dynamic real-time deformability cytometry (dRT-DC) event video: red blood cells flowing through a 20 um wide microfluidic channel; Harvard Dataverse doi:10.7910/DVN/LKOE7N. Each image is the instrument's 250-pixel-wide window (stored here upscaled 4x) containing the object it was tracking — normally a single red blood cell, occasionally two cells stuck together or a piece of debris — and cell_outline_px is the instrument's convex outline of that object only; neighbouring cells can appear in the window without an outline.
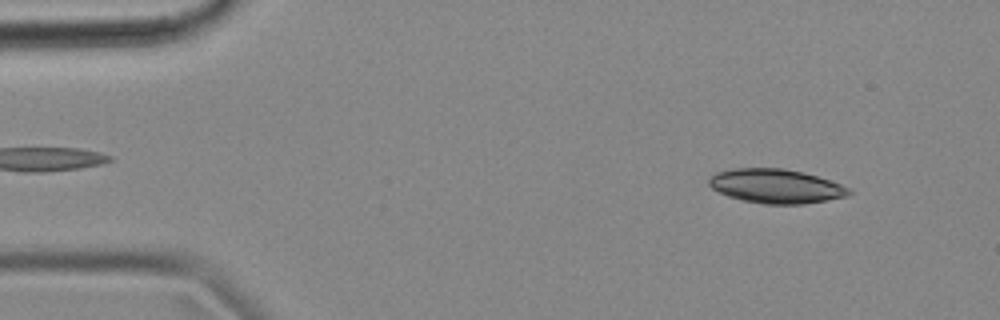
{"species": "common noctule bat (a hibernating species)", "species_latin": "Nyctalus noctula", "temperature_condition": "cold", "stored_images_in_passage": 52, "camera_frame_rate_fps": 3000, "um_per_image_px": 0.085, "animal": {"sex": "female", "body_mass_g": 18.4}, "frame": {"image": 1, "passage_image": 4, "time_ms": 1.0, "image_size_px": [1000, 320], "cell_outline_px": [[852, 192], [848, 196], [804, 204], [764, 204], [744, 200], [728, 196], [712, 188], [708, 184], [708, 180], [716, 172], [736, 168], [784, 168], [804, 172], [840, 184], [848, 188]], "centroid_in_image_um": [65.95, 15.82], "position_along_channel_um": 19.1, "area_um2": 27.69}}
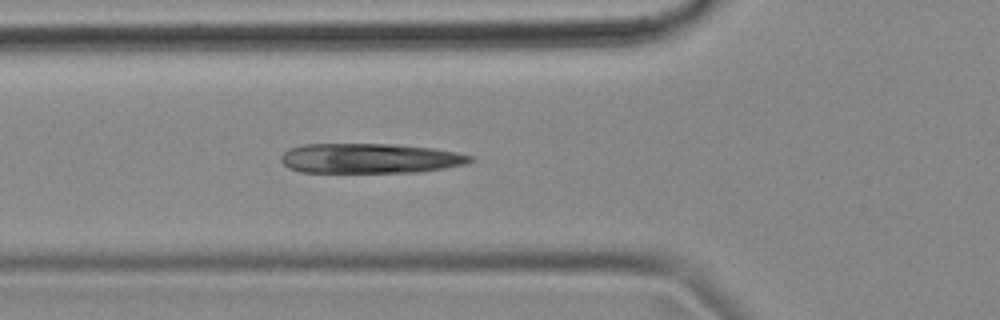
{"frame": {"image": 2, "passage_image": 17, "time_ms": 5.333, "image_size_px": [1000, 320], "cell_outline_px": [[472, 160], [464, 164], [444, 168], [416, 172], [300, 172], [288, 168], [280, 160], [280, 156], [288, 148], [304, 144], [392, 144], [432, 148], [456, 152], [472, 156]], "centroid_in_image_um": [31.38, 13.46], "position_along_channel_um": 94.4, "area_um2": 32.89}}
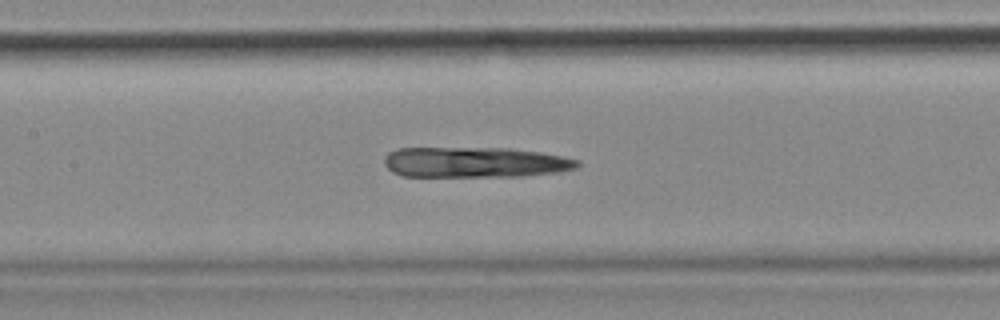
{"frame": {"image": 3, "passage_image": 23, "time_ms": 7.333, "image_size_px": [1000, 320], "cell_outline_px": [[580, 164], [576, 168], [556, 172], [520, 176], [400, 176], [392, 172], [384, 164], [384, 156], [388, 152], [396, 148], [508, 148], [540, 152], [564, 156], [580, 160]], "centroid_in_image_um": [40.34, 13.79], "position_along_channel_um": 167.1, "area_um2": 34.45}}